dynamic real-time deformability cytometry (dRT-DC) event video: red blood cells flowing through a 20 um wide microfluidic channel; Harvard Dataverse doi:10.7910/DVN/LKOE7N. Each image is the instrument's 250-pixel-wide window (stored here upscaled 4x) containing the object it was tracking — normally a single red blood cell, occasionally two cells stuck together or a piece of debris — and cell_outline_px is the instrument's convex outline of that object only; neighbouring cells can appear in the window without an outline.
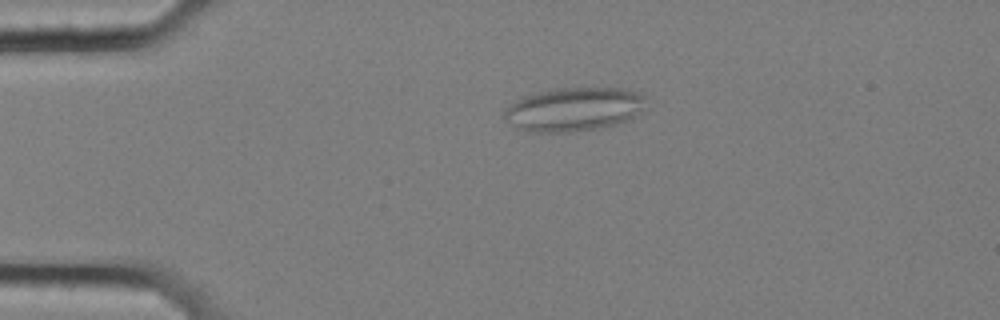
{"species": "common noctule bat (a hibernating species)", "species_latin": "Nyctalus noctula", "temperature_condition": "cold", "stored_images_in_passage": 58, "segment_of_instrument_passage": [1, 2], "camera_frame_rate_fps": 3000, "um_per_image_px": 0.085, "animal": {"sex": "female", "body_mass_g": 25.1}, "frame": {"image": 1, "passage_image": 13, "time_ms": 4.0, "image_size_px": [1000, 320], "cell_outline_px": [[648, 96], [644, 108], [632, 116], [616, 124], [576, 132], [528, 132], [516, 128], [504, 120], [500, 116], [516, 100], [524, 96], [540, 92], [560, 88], [620, 88]], "centroid_in_image_um": [48.74, 9.3], "position_along_channel_um": 36.3, "area_um2": 35.95}}